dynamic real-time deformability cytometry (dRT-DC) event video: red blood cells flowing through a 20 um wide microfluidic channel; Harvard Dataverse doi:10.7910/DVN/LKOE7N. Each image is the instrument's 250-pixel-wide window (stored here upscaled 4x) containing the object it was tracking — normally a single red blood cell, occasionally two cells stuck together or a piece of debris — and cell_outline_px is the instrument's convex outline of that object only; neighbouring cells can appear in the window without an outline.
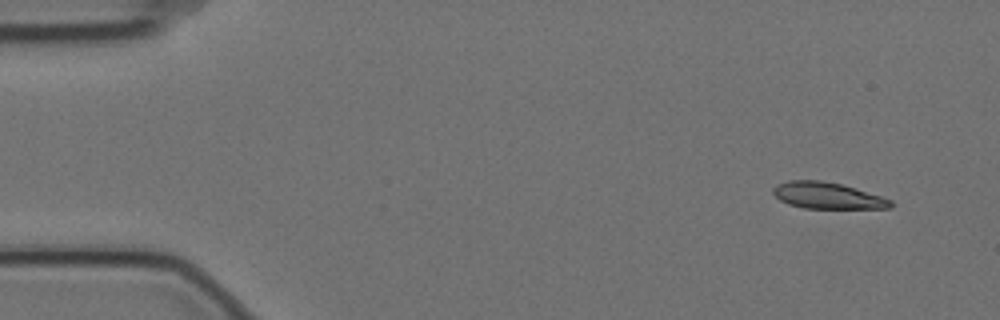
{"species": "Egyptian fruit bat (a non-hibernating species)", "species_latin": "Rousettus aegyptiacus", "temperature_condition": "cold", "stored_images_in_passage": 5, "camera_frame_rate_fps": 3000, "um_per_image_px": 0.085, "animal": {"sex": "female"}, "frame": {"image": 1, "passage_image": 1, "time_ms": 0.0, "image_size_px": [1000, 320], "cell_outline_px": [[892, 208], [804, 208], [788, 204], [780, 200], [772, 192], [772, 188], [776, 184], [788, 180], [820, 180], [840, 184], [856, 188], [892, 200]], "centroid_in_image_um": [70.29, 16.62], "position_along_channel_um": 14.7, "area_um2": 18.03}}
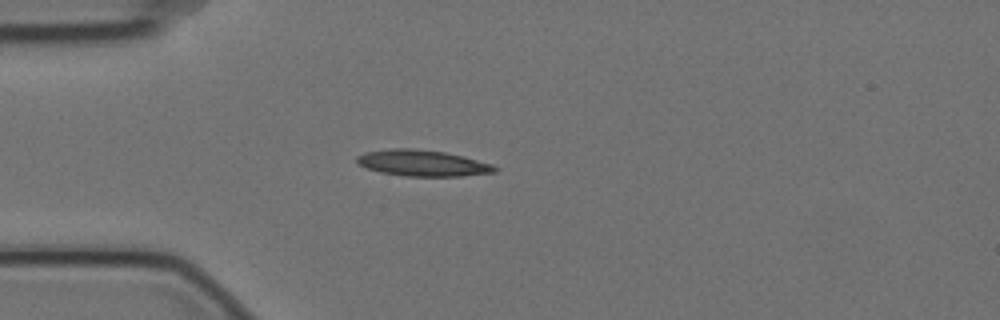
{"frame": {"image": 2, "passage_image": 4, "time_ms": 1.0, "image_size_px": [1000, 320], "cell_outline_px": [[500, 168], [496, 172], [460, 176], [404, 176], [380, 172], [356, 164], [356, 156], [368, 152], [392, 148], [416, 148], [444, 152], [464, 156], [492, 164]], "centroid_in_image_um": [35.93, 13.86], "position_along_channel_um": 49.1, "area_um2": 21.1}}